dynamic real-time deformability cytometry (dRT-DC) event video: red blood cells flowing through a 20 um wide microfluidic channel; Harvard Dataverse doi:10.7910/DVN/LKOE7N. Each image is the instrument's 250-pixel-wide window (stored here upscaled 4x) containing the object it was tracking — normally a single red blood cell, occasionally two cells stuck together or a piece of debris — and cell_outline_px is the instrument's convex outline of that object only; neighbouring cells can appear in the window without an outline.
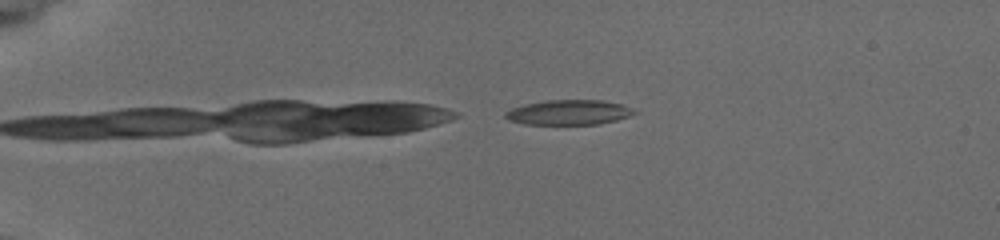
{"species": "common noctule bat (a hibernating species)", "species_latin": "Nyctalus noctula", "temperature_condition": "cold", "stored_images_in_passage": 68, "camera_frame_rate_fps": 3000, "um_per_image_px": 0.085, "animal": {"sex": "female", "body_mass_g": 19.5, "forearm_length_mm": 54.1}, "frame": {"image": 1, "passage_image": 4, "time_ms": 0.667, "image_size_px": [1000, 240], "cell_outline_px": [[640, 112], [616, 120], [600, 124], [524, 124], [508, 120], [504, 116], [504, 112], [512, 108], [524, 104], [544, 100], [600, 100], [620, 104], [632, 108]], "centroid_in_image_um": [48.33, 9.55], "position_along_channel_um": 36.7, "area_um2": 18.79}}
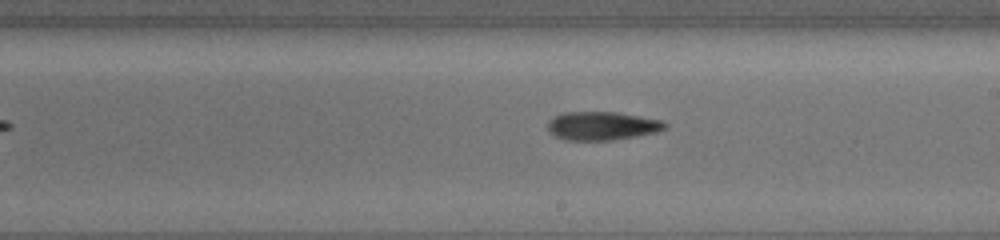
{"frame": {"image": 2, "passage_image": 45, "time_ms": 7.667, "image_size_px": [1000, 240], "cell_outline_px": [[668, 124], [664, 128], [656, 132], [636, 136], [612, 140], [564, 140], [556, 136], [548, 128], [548, 120], [552, 116], [560, 112], [616, 112], [660, 120]], "centroid_in_image_um": [51.13, 10.69], "position_along_channel_um": 237.9, "area_um2": 19.36}}
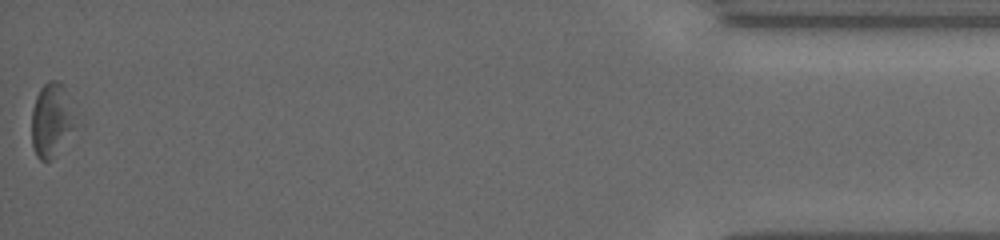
{"frame": {"image": 3, "passage_image": 68, "time_ms": 14.667, "image_size_px": [1000, 240], "cell_outline_px": [[72, 128], [48, 160], [40, 160], [36, 156], [32, 144], [32, 112], [36, 96], [40, 88], [48, 80], [60, 80], [64, 84], [72, 124]], "centroid_in_image_um": [4.26, 10.12], "position_along_channel_um": 430.9, "area_um2": 17.28}, "authors_computed_cell_mechanics": {"area_um2": 19.4497, "velocity_mm_per_s": 3.8499, "shape_relaxation_time_tau1_ms": 2.9874, "shape_relaxation_time_tau2_ms": 9.1557, "deformation_change_tau1": 0.105, "deformation_change_tau2": 0.2082}}